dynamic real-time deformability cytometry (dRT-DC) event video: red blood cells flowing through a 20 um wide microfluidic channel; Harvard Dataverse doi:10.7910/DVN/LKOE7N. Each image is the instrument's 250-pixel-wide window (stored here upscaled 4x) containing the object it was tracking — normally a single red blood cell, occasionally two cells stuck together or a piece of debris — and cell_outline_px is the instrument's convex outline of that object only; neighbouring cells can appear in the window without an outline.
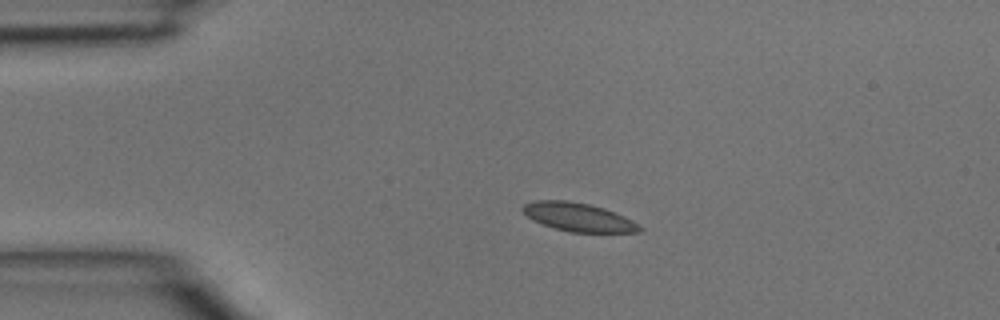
{"species": "common noctule bat (a hibernating species)", "species_latin": "Nyctalus noctula", "temperature_condition": "room temperature", "stored_images_in_passage": 3, "camera_frame_rate_fps": 3000, "um_per_image_px": 0.085, "animal": {"sex": "male", "body_mass_g": 15.6}, "frame": {"image": 1, "passage_image": 2, "time_ms": 0.333, "image_size_px": [1000, 320], "cell_outline_px": [[644, 228], [640, 232], [568, 232], [532, 220], [520, 208], [524, 204], [536, 200], [568, 200], [588, 204], [604, 208], [624, 216], [640, 224]], "centroid_in_image_um": [49.18, 18.45], "position_along_channel_um": 35.8, "area_um2": 19.36}}